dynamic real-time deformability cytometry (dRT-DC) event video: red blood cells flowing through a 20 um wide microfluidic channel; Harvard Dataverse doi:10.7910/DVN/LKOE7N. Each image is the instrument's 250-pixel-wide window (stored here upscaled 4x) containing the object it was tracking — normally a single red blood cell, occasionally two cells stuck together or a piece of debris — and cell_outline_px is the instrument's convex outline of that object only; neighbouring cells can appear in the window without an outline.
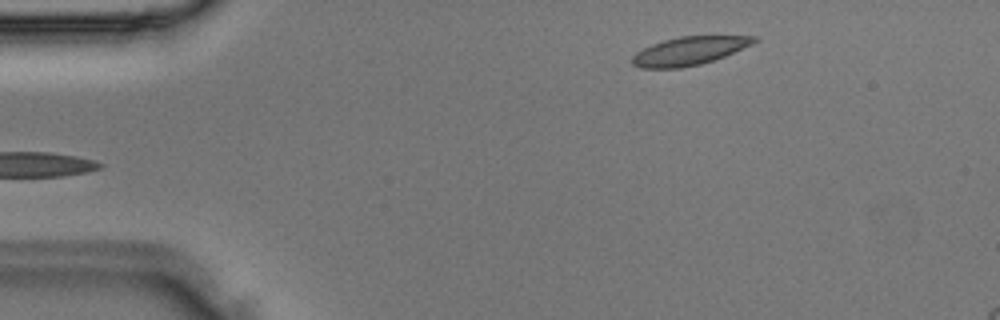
{"species": "Egyptian fruit bat (a non-hibernating species)", "species_latin": "Rousettus aegyptiacus", "temperature_condition": "room temperature", "stored_images_in_passage": 2, "camera_frame_rate_fps": 3000, "um_per_image_px": 0.085, "animal": {"sex": "male"}, "frame": {"image": 1, "passage_image": 2, "time_ms": 0.333, "image_size_px": [1000, 320], "cell_outline_px": [[760, 40], [752, 44], [724, 56], [700, 64], [680, 68], [640, 68], [632, 64], [632, 56], [636, 52], [652, 44], [664, 40], [680, 36], [756, 36]], "centroid_in_image_um": [58.57, 4.32], "position_along_channel_um": 26.4, "area_um2": 19.94}}